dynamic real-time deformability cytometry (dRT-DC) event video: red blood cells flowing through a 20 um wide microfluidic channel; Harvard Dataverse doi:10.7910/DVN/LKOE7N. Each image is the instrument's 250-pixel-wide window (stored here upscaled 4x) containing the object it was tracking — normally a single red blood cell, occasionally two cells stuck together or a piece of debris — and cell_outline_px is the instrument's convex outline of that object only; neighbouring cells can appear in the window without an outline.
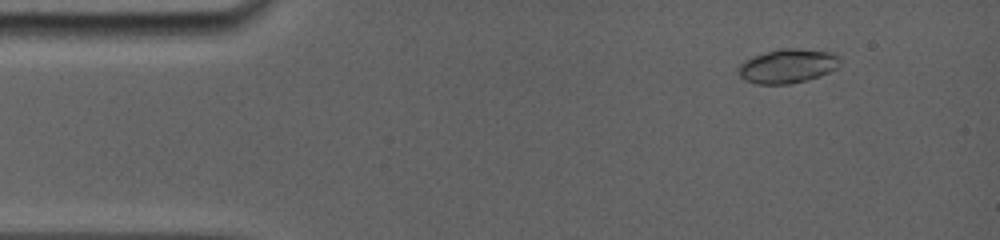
{"species": "common noctule bat (a hibernating species)", "species_latin": "Nyctalus noctula", "temperature_condition": "room temperature", "stored_images_in_passage": 47, "camera_frame_rate_fps": 5000, "um_per_image_px": 0.085, "animal": {"sex": "female", "body_mass_g": 19.0, "forearm_length_mm": 56.7}, "frame": {"image": 1, "passage_image": 1, "time_ms": 0.0, "image_size_px": [1000, 240], "cell_outline_px": [[840, 64], [836, 68], [820, 76], [808, 80], [788, 84], [756, 84], [744, 80], [740, 76], [740, 64], [744, 60], [752, 56], [780, 48], [800, 48], [836, 52], [840, 56]], "centroid_in_image_um": [66.99, 5.6], "position_along_channel_um": 18.0, "area_um2": 20.46}}
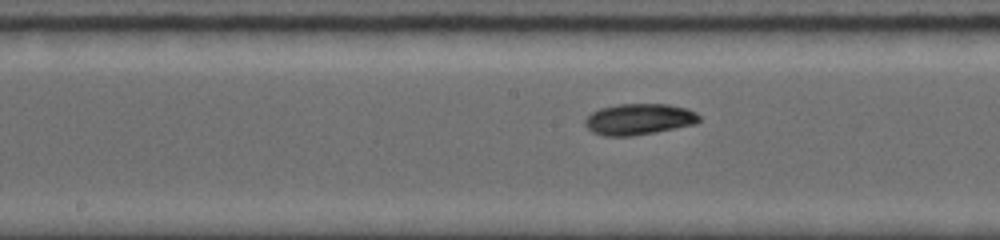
{"frame": {"image": 2, "passage_image": 25, "time_ms": 6.6, "image_size_px": [1000, 240], "cell_outline_px": [[700, 120], [696, 124], [656, 132], [632, 136], [604, 136], [592, 132], [584, 124], [584, 120], [592, 112], [600, 108], [616, 104], [668, 104], [688, 108], [696, 112], [700, 116]], "centroid_in_image_um": [54.32, 10.13], "position_along_channel_um": 193.9, "area_um2": 20.92}}
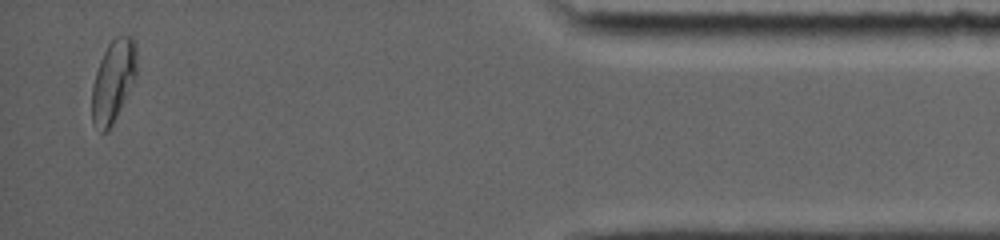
{"frame": {"image": 3, "passage_image": 46, "time_ms": 14.0, "image_size_px": [1000, 240], "cell_outline_px": [[136, 76], [108, 132], [100, 132], [92, 124], [92, 84], [100, 60], [108, 44], [116, 36], [132, 36], [136, 44]], "centroid_in_image_um": [9.61, 6.89], "position_along_channel_um": 425.6, "area_um2": 21.27}, "authors_computed_cell_mechanics": {"area_um2": 20.23, "velocity_mm_per_s": 3.8458, "shape_relaxation_time_tau1_ms": 3.8352, "shape_relaxation_time_tau2_ms": null, "deformation_change_tau1": 0.1059, "deformation_change_tau2": null}}